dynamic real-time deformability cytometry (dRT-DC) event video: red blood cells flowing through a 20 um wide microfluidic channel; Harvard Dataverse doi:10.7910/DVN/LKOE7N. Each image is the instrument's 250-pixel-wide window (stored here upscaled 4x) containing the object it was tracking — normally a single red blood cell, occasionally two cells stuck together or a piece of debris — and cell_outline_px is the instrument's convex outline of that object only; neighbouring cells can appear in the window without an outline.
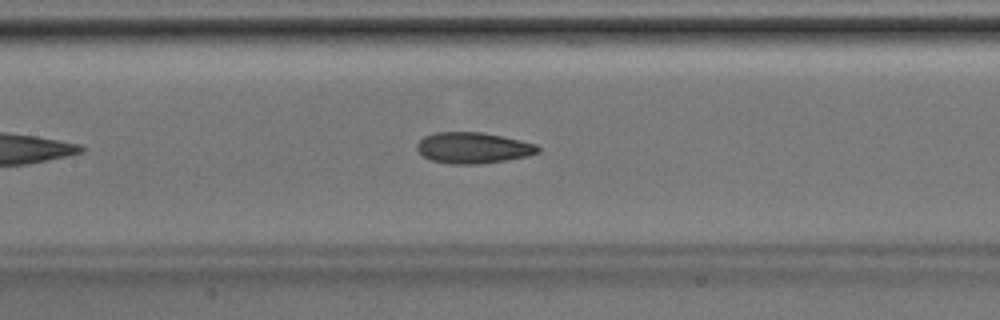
{"species": "Egyptian fruit bat (a non-hibernating species)", "species_latin": "Rousettus aegyptiacus", "temperature_condition": "room temperature", "stored_images_in_passage": 20, "camera_frame_rate_fps": 3000, "um_per_image_px": 0.085, "animal": {"sex": "male"}, "frame": {"image": 1, "passage_image": 9, "time_ms": 2.667, "image_size_px": [1000, 320], "cell_outline_px": [[540, 152], [528, 156], [480, 164], [448, 164], [432, 160], [424, 156], [416, 148], [416, 144], [424, 136], [436, 132], [480, 132], [520, 140], [536, 144], [540, 148]], "centroid_in_image_um": [40.21, 12.57], "position_along_channel_um": 167.2, "area_um2": 21.79}}